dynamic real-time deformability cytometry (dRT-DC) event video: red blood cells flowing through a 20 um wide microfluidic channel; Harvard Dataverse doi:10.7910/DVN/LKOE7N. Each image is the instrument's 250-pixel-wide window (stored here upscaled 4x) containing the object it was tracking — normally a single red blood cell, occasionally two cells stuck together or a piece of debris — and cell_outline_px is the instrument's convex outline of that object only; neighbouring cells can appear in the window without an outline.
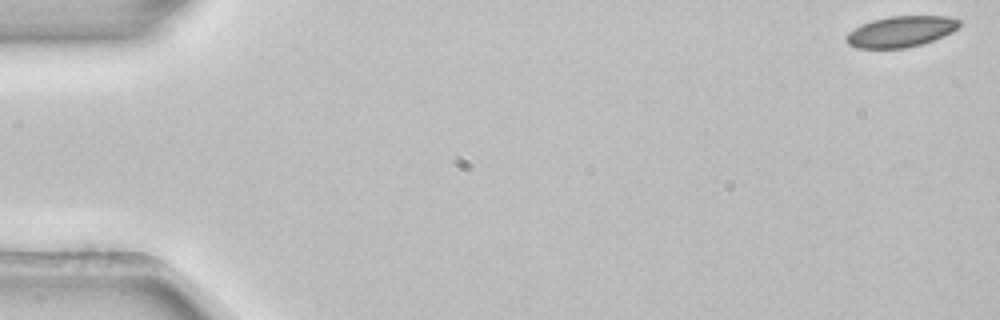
{"species": "common noctule bat (a hibernating species)", "species_latin": "Nyctalus noctula", "temperature_condition": "room temperature", "stored_images_in_passage": 4, "camera_frame_rate_fps": 3000, "um_per_image_px": 0.085, "animal": {"sex": "female", "body_mass_g": 22.7, "forearm_length_mm": 54.2}, "frame": {"image": 1, "passage_image": 1, "time_ms": 0.0, "image_size_px": [1000, 320], "cell_outline_px": [[960, 24], [952, 32], [932, 40], [920, 44], [904, 48], [856, 48], [848, 44], [844, 36], [848, 32], [860, 24], [872, 20], [888, 16], [948, 16], [960, 20]], "centroid_in_image_um": [76.52, 2.67], "position_along_channel_um": 8.5, "area_um2": 20.35}}
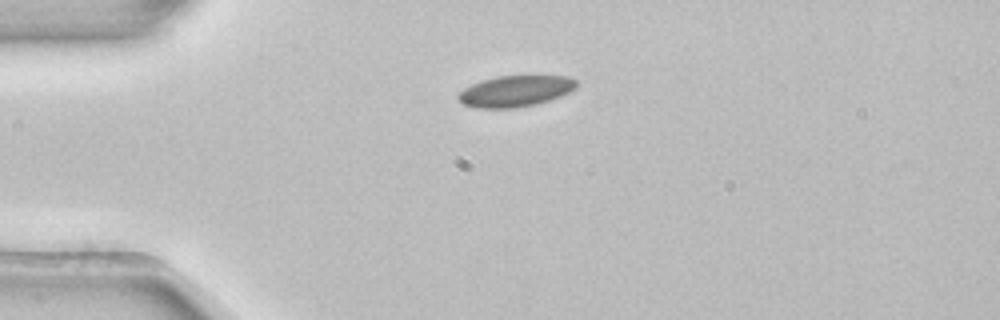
{"frame": {"image": 2, "passage_image": 3, "time_ms": 0.667, "image_size_px": [1000, 320], "cell_outline_px": [[576, 88], [560, 96], [536, 104], [516, 108], [476, 108], [464, 104], [456, 96], [464, 88], [472, 84], [496, 76], [568, 76], [576, 80]], "centroid_in_image_um": [43.8, 7.75], "position_along_channel_um": 41.2, "area_um2": 21.27}}